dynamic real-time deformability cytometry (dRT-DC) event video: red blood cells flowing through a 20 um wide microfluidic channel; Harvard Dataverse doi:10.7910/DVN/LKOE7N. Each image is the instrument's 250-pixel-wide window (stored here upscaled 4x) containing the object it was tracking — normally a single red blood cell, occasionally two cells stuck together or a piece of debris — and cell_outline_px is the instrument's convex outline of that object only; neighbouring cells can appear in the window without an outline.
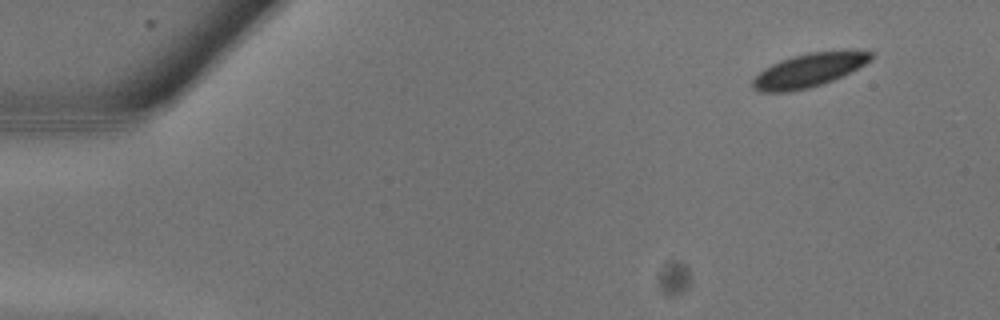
{"species": "common noctule bat (a hibernating species)", "species_latin": "Nyctalus noctula", "temperature_condition": "warm", "stored_images_in_passage": 12, "camera_frame_rate_fps": 3000, "um_per_image_px": 0.085, "animal": {"sex": "male", "body_mass_g": 13.3}, "frame": {"image": 1, "passage_image": 1, "time_ms": 0.0, "image_size_px": [1000, 320], "cell_outline_px": [[872, 60], [832, 80], [808, 88], [788, 92], [760, 92], [752, 88], [752, 80], [764, 68], [780, 60], [792, 56], [808, 52], [852, 48], [872, 52]], "centroid_in_image_um": [68.77, 5.93], "position_along_channel_um": 16.2, "area_um2": 23.41}}
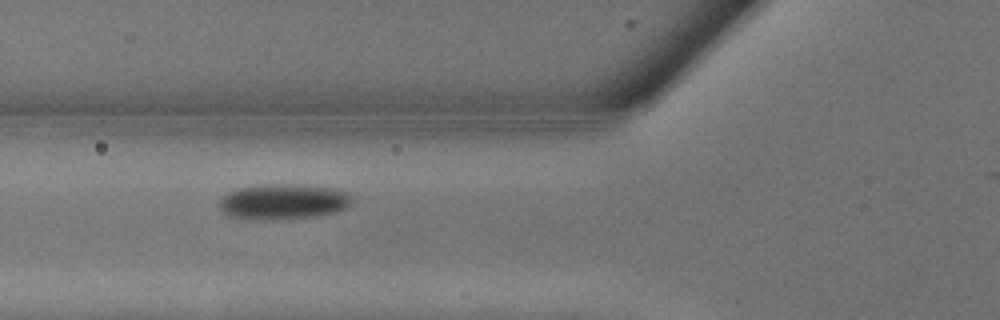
{"frame": {"image": 2, "passage_image": 9, "time_ms": 2.667, "image_size_px": [1000, 320], "cell_outline_px": [[352, 200], [344, 208], [336, 212], [316, 216], [264, 220], [228, 216], [220, 212], [220, 200], [228, 192], [236, 188], [260, 184], [304, 184], [332, 188], [348, 192], [352, 196]], "centroid_in_image_um": [24.05, 17.12], "position_along_channel_um": 101.7, "area_um2": 27.57}}
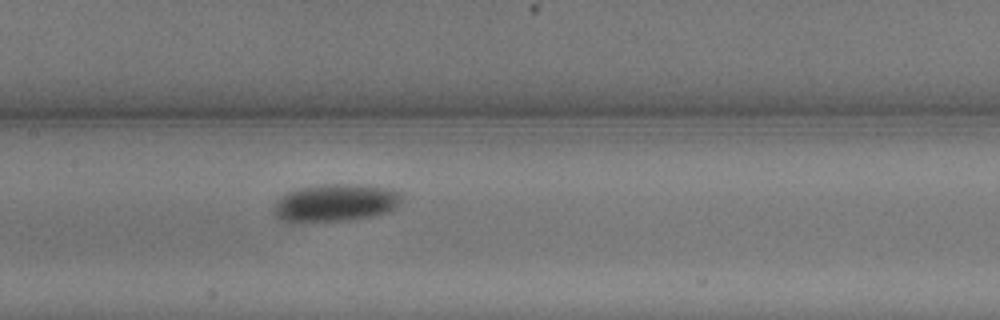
{"frame": {"image": 3, "passage_image": 12, "time_ms": 3.667, "image_size_px": [1000, 320], "cell_outline_px": [[404, 196], [396, 208], [388, 212], [372, 216], [352, 220], [292, 224], [284, 224], [272, 212], [272, 208], [276, 200], [280, 196], [296, 188], [320, 184], [368, 184], [392, 188], [404, 192]], "centroid_in_image_um": [28.49, 17.25], "position_along_channel_um": 178.9, "area_um2": 29.54}}